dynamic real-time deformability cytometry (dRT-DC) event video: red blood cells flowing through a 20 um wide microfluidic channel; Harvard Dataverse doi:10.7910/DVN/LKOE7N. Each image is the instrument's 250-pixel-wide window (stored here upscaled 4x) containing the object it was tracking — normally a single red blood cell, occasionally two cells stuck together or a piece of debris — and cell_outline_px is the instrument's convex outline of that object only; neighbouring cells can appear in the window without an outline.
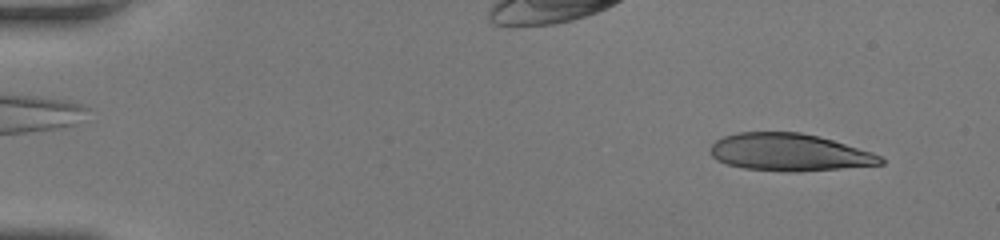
{"species": "human", "species_latin": "Homo sapiens", "temperature_condition": "room temperature", "stored_images_in_passage": 54, "camera_frame_rate_fps": 3000, "um_per_image_px": 0.085, "donor": {"sex": "female"}, "frame": {"image": 1, "passage_image": 5, "time_ms": 1.333, "image_size_px": [1000, 240], "cell_outline_px": [[884, 164], [796, 172], [784, 172], [744, 168], [728, 164], [716, 160], [708, 152], [708, 148], [716, 140], [724, 136], [736, 132], [800, 132], [820, 136], [872, 152], [880, 156], [884, 160]], "centroid_in_image_um": [67.05, 12.94], "position_along_channel_um": 18.0, "area_um2": 37.22}}
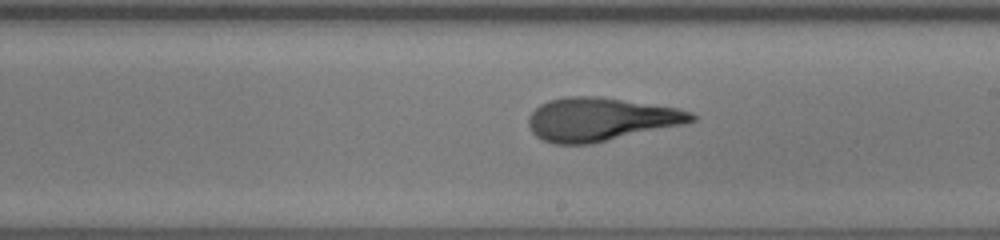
{"frame": {"image": 2, "passage_image": 33, "time_ms": 10.667, "image_size_px": [1000, 240], "cell_outline_px": [[696, 120], [688, 124], [592, 144], [556, 144], [544, 140], [536, 136], [532, 132], [528, 124], [528, 116], [540, 104], [548, 100], [564, 96], [600, 96], [680, 108], [692, 112], [696, 116]], "centroid_in_image_um": [51.1, 10.14], "position_along_channel_um": 237.9, "area_um2": 41.79}}
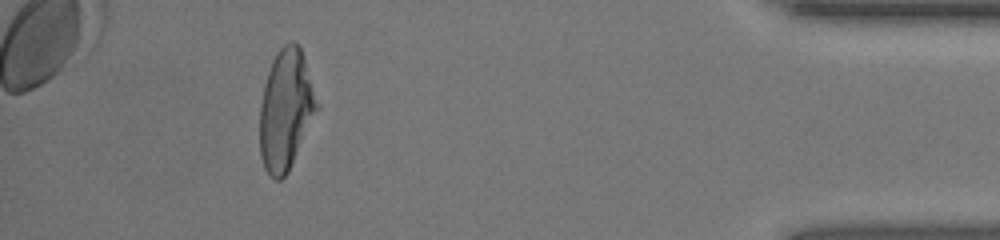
{"frame": {"image": 3, "passage_image": 50, "time_ms": 16.333, "image_size_px": [1000, 240], "cell_outline_px": [[320, 108], [288, 172], [280, 180], [272, 180], [264, 168], [260, 156], [260, 104], [264, 84], [272, 60], [276, 52], [284, 44], [292, 40], [300, 48], [304, 56], [320, 104]], "centroid_in_image_um": [24.31, 9.34], "position_along_channel_um": 410.9, "area_um2": 40.69}, "authors_computed_cell_mechanics": {"area_um2": 40.4311, "velocity_mm_per_s": 3.9093, "shape_relaxation_time_tau1_ms": 6.377, "shape_relaxation_time_tau2_ms": 1.7997, "deformation_change_tau1": 0.2412, "deformation_change_tau2": 0.113}}